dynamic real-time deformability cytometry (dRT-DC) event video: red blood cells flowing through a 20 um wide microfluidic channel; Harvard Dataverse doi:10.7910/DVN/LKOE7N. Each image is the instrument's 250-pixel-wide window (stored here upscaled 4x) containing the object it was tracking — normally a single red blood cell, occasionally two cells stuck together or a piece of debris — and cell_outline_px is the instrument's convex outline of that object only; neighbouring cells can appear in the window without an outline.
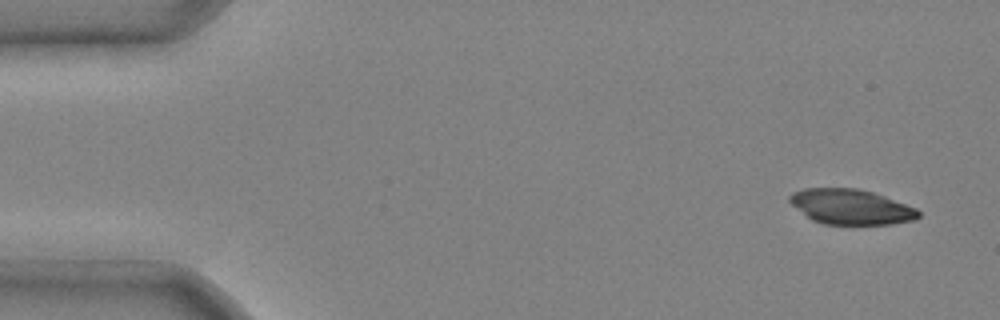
{"species": "common noctule bat (a hibernating species)", "species_latin": "Nyctalus noctula", "temperature_condition": "cold", "stored_images_in_passage": 3, "camera_frame_rate_fps": 3000, "um_per_image_px": 0.085, "animal": {"sex": "male", "body_mass_g": 20.4}, "frame": {"image": 1, "passage_image": 1, "time_ms": 0.0, "image_size_px": [1000, 320], "cell_outline_px": [[920, 216], [916, 220], [892, 224], [824, 224], [812, 220], [792, 204], [788, 200], [788, 196], [792, 192], [804, 188], [856, 188], [872, 192], [884, 196], [916, 208], [920, 212]], "centroid_in_image_um": [72.33, 17.58], "position_along_channel_um": 12.7, "area_um2": 26.3}}